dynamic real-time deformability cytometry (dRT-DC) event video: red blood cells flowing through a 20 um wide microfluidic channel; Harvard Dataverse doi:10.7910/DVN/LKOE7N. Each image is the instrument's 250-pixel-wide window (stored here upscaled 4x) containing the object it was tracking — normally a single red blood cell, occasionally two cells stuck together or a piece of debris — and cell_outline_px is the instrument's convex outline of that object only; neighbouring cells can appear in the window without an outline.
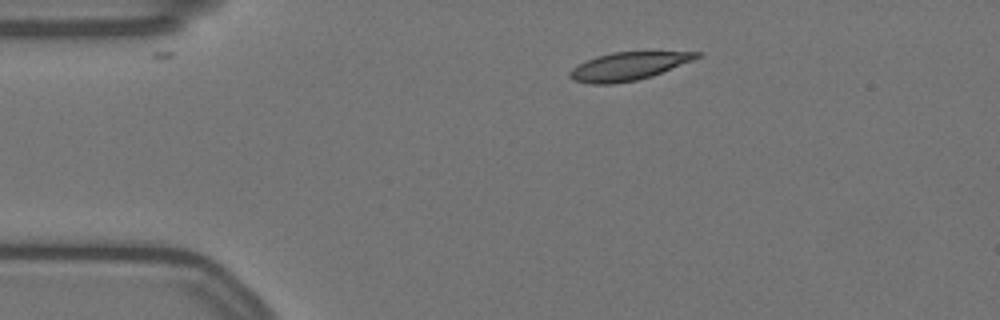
{"species": "Egyptian fruit bat (a non-hibernating species)", "species_latin": "Rousettus aegyptiacus", "temperature_condition": "warm", "stored_images_in_passage": 22, "camera_frame_rate_fps": 3000, "um_per_image_px": 0.085, "animal": {"sex": "female"}, "frame": {"image": 1, "passage_image": 1, "time_ms": 0.0, "image_size_px": [1000, 320], "cell_outline_px": [[700, 56], [692, 60], [652, 76], [636, 80], [612, 84], [592, 84], [572, 80], [568, 76], [568, 72], [572, 68], [584, 60], [596, 56], [612, 52], [700, 52]], "centroid_in_image_um": [53.31, 5.64], "position_along_channel_um": 31.7, "area_um2": 20.58}}
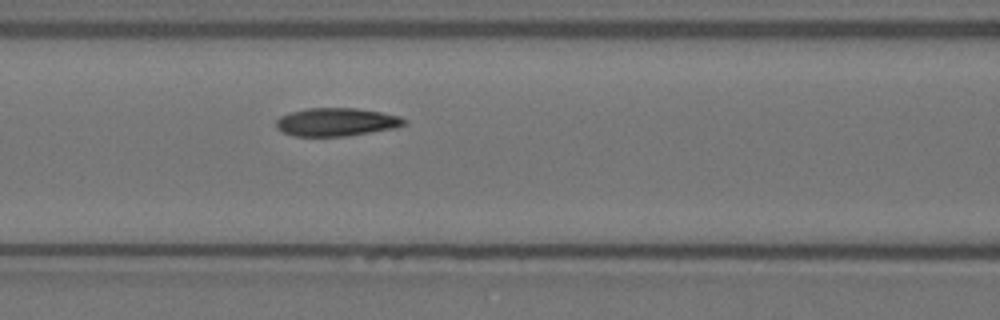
{"frame": {"image": 2, "passage_image": 14, "time_ms": 4.333, "image_size_px": [1000, 320], "cell_outline_px": [[408, 124], [396, 128], [344, 136], [292, 136], [276, 128], [276, 120], [280, 116], [292, 112], [308, 108], [356, 108], [380, 112], [400, 116], [408, 120]], "centroid_in_image_um": [28.63, 10.37], "position_along_channel_um": 138.0, "area_um2": 21.04}}
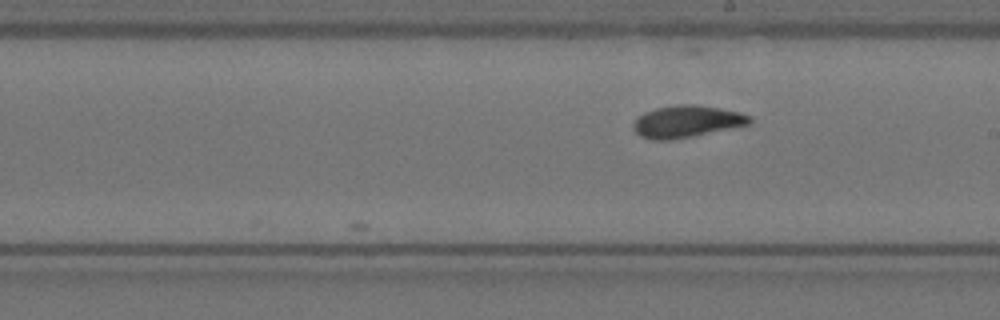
{"frame": {"image": 3, "passage_image": 22, "time_ms": 7.0, "image_size_px": [1000, 320], "cell_outline_px": [[752, 124], [672, 140], [652, 140], [640, 136], [632, 128], [632, 124], [644, 112], [656, 108], [676, 104], [696, 104], [740, 112], [752, 116]], "centroid_in_image_um": [58.38, 10.32], "position_along_channel_um": 230.6, "area_um2": 21.79}}